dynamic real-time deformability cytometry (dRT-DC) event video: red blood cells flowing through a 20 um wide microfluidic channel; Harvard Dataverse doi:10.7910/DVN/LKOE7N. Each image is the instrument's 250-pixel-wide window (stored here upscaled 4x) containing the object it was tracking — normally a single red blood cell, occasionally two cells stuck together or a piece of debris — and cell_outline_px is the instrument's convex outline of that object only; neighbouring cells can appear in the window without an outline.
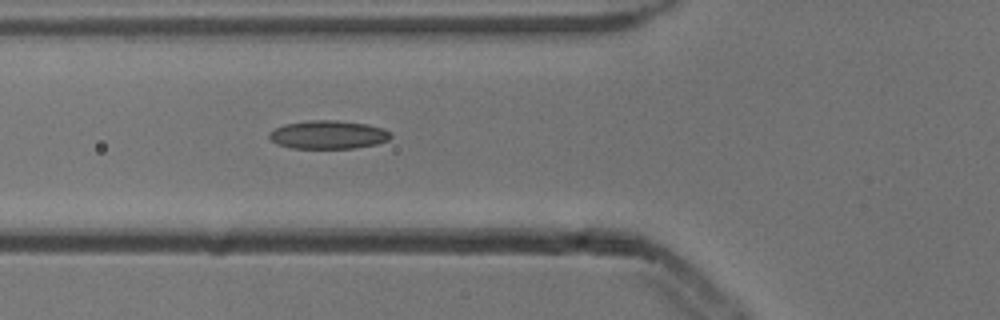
{"species": "common noctule bat (a hibernating species)", "species_latin": "Nyctalus noctula", "temperature_condition": "cold", "stored_images_in_passage": 5, "camera_frame_rate_fps": 3000, "um_per_image_px": 0.085, "animal": {"sex": "male", "body_mass_g": 13.3}, "frame": {"image": 1, "passage_image": 5, "time_ms": 1.333, "image_size_px": [1000, 320], "cell_outline_px": [[392, 136], [388, 140], [376, 144], [356, 148], [292, 148], [276, 144], [268, 136], [268, 132], [284, 124], [308, 120], [336, 120], [368, 124], [384, 128], [392, 132]], "centroid_in_image_um": [27.91, 11.44], "position_along_channel_um": 97.9, "area_um2": 20.29}}